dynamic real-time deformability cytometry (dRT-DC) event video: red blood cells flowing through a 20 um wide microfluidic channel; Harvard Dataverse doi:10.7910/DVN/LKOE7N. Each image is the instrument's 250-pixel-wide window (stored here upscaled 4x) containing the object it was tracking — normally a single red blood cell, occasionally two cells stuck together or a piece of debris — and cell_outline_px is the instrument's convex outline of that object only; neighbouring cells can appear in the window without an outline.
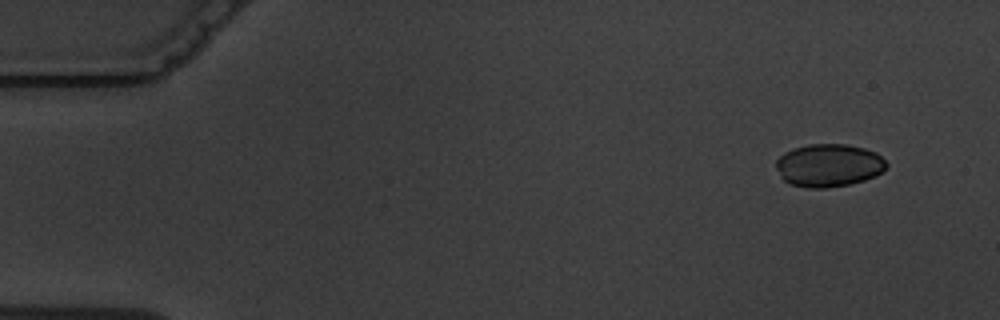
{"species": "common noctule bat (a hibernating species)", "species_latin": "Nyctalus noctula", "temperature_condition": "warm", "stored_images_in_passage": 4, "camera_frame_rate_fps": 3000, "um_per_image_px": 0.085, "animal": {"sex": "male", "body_mass_g": 19.5, "forearm_length_mm": 54.6}, "frame": {"image": 1, "passage_image": 1, "time_ms": 0.0, "image_size_px": [1000, 320], "cell_outline_px": [[888, 164], [880, 172], [864, 180], [848, 184], [828, 188], [808, 188], [788, 184], [780, 176], [776, 168], [776, 160], [784, 152], [808, 144], [848, 144], [864, 148], [876, 152]], "centroid_in_image_um": [70.4, 14.05], "position_along_channel_um": 14.6, "area_um2": 27.51}}